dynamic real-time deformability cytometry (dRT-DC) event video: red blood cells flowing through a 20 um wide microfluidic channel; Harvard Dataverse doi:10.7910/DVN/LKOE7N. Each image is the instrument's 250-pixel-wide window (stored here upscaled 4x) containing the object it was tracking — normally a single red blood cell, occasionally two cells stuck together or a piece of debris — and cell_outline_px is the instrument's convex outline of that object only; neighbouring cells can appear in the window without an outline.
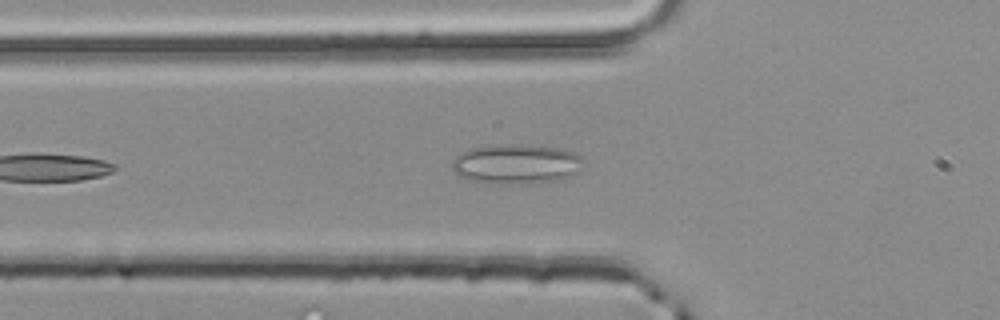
{"species": "common noctule bat (a hibernating species)", "species_latin": "Nyctalus noctula", "temperature_condition": "room temperature", "stored_images_in_passage": 36, "camera_frame_rate_fps": 3000, "um_per_image_px": 0.085, "animal": {"sex": "male", "body_mass_g": 20.4}, "frame": {"image": 1, "passage_image": 5, "time_ms": 1.333, "image_size_px": [1000, 320], "cell_outline_px": [[584, 160], [580, 172], [560, 180], [520, 184], [484, 184], [468, 180], [452, 172], [452, 160], [456, 156], [468, 148], [492, 144], [516, 144], [556, 148], [572, 152], [580, 156]], "centroid_in_image_um": [43.83, 13.96], "position_along_channel_um": 82.0, "area_um2": 31.04}}
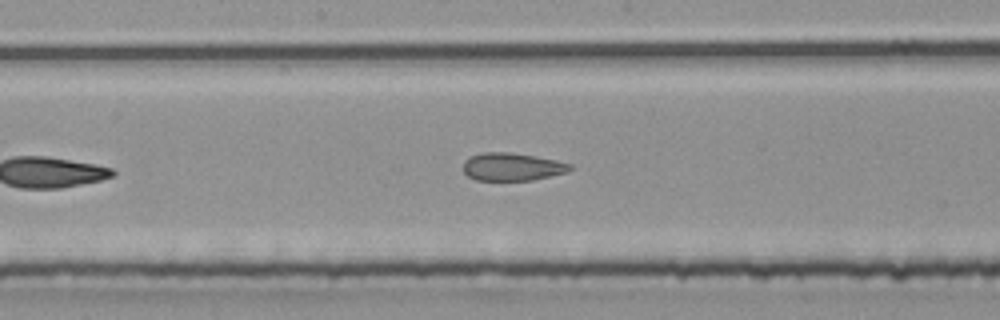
{"frame": {"image": 2, "passage_image": 14, "time_ms": 4.333, "image_size_px": [1000, 320], "cell_outline_px": [[572, 168], [568, 172], [532, 180], [476, 180], [468, 176], [464, 172], [464, 160], [472, 156], [484, 152], [508, 152], [536, 156], [556, 160], [572, 164]], "centroid_in_image_um": [43.55, 14.17], "position_along_channel_um": 204.7, "area_um2": 17.28}}
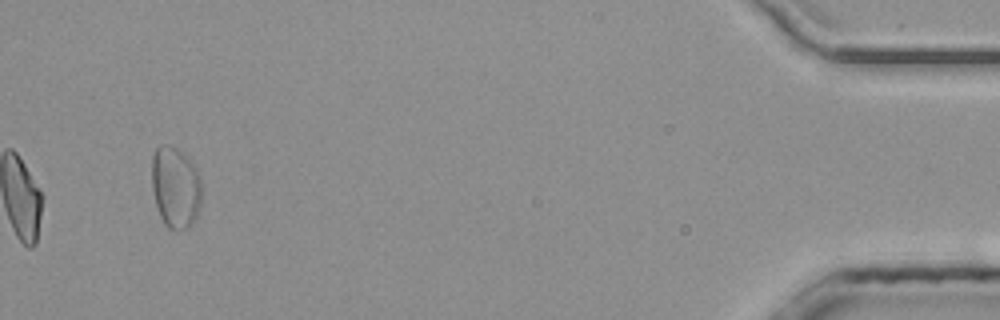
{"frame": {"image": 3, "passage_image": 36, "time_ms": 11.667, "image_size_px": [1000, 320], "cell_outline_px": [[200, 208], [196, 220], [184, 228], [168, 228], [164, 224], [160, 216], [156, 204], [152, 188], [152, 156], [156, 148], [160, 144], [168, 144], [184, 152], [188, 156], [196, 168], [200, 176]], "centroid_in_image_um": [14.91, 15.87], "position_along_channel_um": 420.3, "area_um2": 23.76}, "authors_computed_cell_mechanics": {"area_um2": 18.9295, "velocity_mm_per_s": 4.0595, "shape_relaxation_time_tau1_ms": null, "shape_relaxation_time_tau2_ms": 1.2189, "deformation_change_tau1": null, "deformation_change_tau2": 0.0848}}